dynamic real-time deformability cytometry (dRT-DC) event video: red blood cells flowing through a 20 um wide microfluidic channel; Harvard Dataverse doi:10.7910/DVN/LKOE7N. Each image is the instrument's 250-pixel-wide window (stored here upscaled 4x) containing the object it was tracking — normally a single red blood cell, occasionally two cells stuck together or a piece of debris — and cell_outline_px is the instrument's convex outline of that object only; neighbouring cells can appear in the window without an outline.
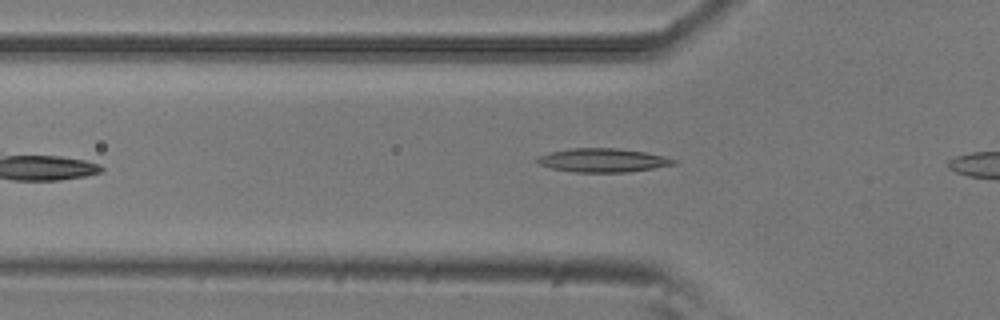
{"species": "common noctule bat (a hibernating species)", "species_latin": "Nyctalus noctula", "temperature_condition": "room temperature", "stored_images_in_passage": 7, "camera_frame_rate_fps": 3000, "um_per_image_px": 0.085, "animal": {"sex": "male", "body_mass_g": 20.5, "forearm_length_mm": 52.5}, "frame": {"image": 1, "passage_image": 6, "time_ms": 1.667, "image_size_px": [1000, 320], "cell_outline_px": [[676, 164], [656, 168], [628, 172], [572, 172], [552, 168], [540, 164], [532, 160], [536, 156], [548, 152], [572, 148], [616, 148], [644, 152], [664, 156], [676, 160]], "centroid_in_image_um": [51.19, 13.62], "position_along_channel_um": 74.6, "area_um2": 19.02}}